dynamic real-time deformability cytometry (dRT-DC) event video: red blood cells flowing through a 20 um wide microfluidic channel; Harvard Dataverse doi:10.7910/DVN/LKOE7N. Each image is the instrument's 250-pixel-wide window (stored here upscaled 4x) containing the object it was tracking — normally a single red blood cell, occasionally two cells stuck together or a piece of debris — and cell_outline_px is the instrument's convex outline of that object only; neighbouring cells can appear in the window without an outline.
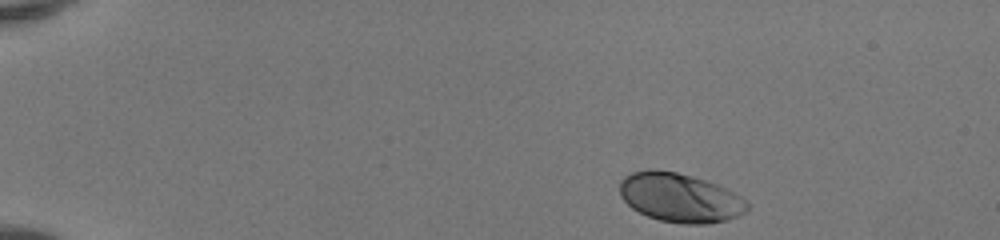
{"species": "human", "species_latin": "Homo sapiens", "temperature_condition": "room temperature", "stored_images_in_passage": 43, "camera_frame_rate_fps": 3000, "um_per_image_px": 0.085, "donor": {"sex": "female"}, "frame": {"image": 1, "passage_image": 1, "time_ms": 0.0, "image_size_px": [1000, 240], "cell_outline_px": [[748, 208], [744, 212], [736, 216], [724, 220], [708, 224], [684, 224], [660, 220], [648, 216], [632, 208], [620, 196], [620, 180], [624, 176], [632, 172], [648, 168], [656, 168], [676, 172], [708, 180], [728, 188], [736, 192], [748, 204]], "centroid_in_image_um": [57.78, 16.77], "position_along_channel_um": 27.2, "area_um2": 36.7}}
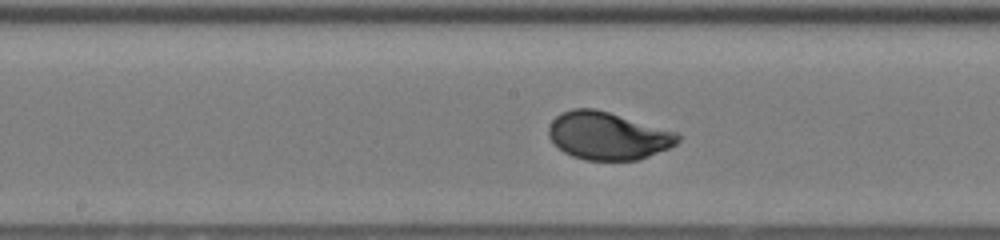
{"frame": {"image": 2, "passage_image": 21, "time_ms": 6.667, "image_size_px": [1000, 240], "cell_outline_px": [[680, 140], [676, 144], [668, 148], [640, 160], [584, 160], [572, 156], [564, 152], [548, 136], [548, 124], [560, 112], [572, 108], [596, 108], [676, 132], [680, 136]], "centroid_in_image_um": [51.64, 11.54], "position_along_channel_um": 196.6, "area_um2": 35.95}}
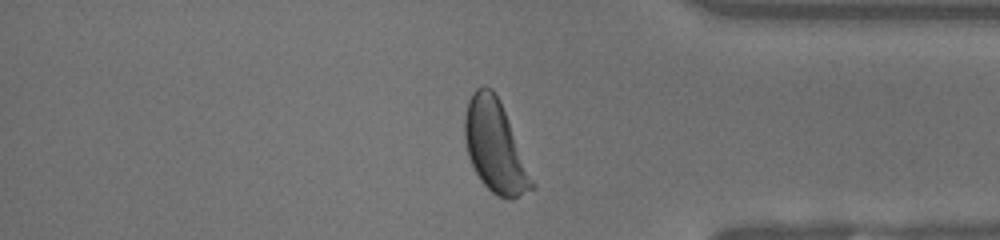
{"frame": {"image": 3, "passage_image": 36, "time_ms": 11.667, "image_size_px": [1000, 240], "cell_outline_px": [[536, 188], [512, 200], [508, 200], [496, 196], [480, 180], [468, 156], [464, 140], [464, 116], [468, 100], [472, 92], [476, 88], [484, 84], [492, 88], [500, 100], [536, 184]], "centroid_in_image_um": [42.09, 12.45], "position_along_channel_um": 393.1, "area_um2": 36.36}, "authors_computed_cell_mechanics": {"area_um2": 35.9516, "velocity_mm_per_s": 4.1326, "shape_relaxation_time_tau1_ms": 1.9895, "shape_relaxation_time_tau2_ms": null, "deformation_change_tau1": 0.1503, "deformation_change_tau2": null}}